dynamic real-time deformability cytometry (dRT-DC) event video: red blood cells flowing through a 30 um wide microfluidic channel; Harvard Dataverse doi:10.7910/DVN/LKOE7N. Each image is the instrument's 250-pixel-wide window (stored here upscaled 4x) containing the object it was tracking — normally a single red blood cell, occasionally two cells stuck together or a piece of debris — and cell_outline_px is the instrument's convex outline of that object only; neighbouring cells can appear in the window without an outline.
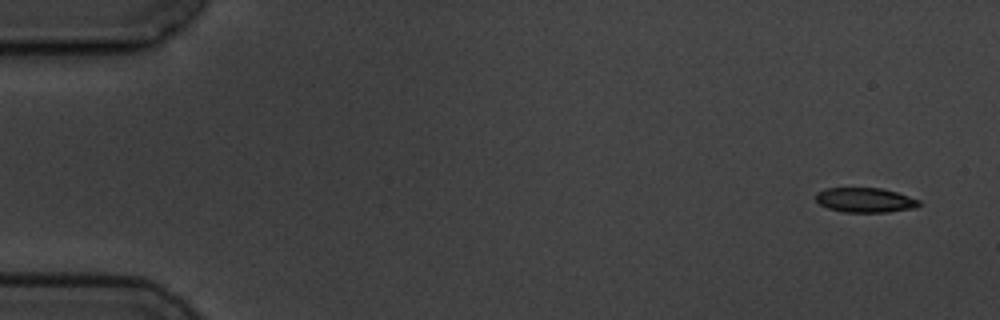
{"species": "common noctule bat (a hibernating species)", "species_latin": "Nyctalus noctula", "temperature_condition": "cold", "stored_images_in_passage": 4, "camera_frame_rate_fps": 3000, "um_per_image_px": 0.085, "animal": {"sex": "male", "body_mass_g": 19.5, "forearm_length_mm": 54.6}, "frame": {"image": 1, "passage_image": 1, "time_ms": 0.0, "image_size_px": [1000, 320], "cell_outline_px": [[920, 204], [916, 208], [888, 212], [844, 212], [828, 208], [820, 204], [816, 200], [816, 192], [824, 188], [880, 188], [896, 192], [920, 200]], "centroid_in_image_um": [73.53, 17.01], "position_along_channel_um": 11.5, "area_um2": 14.85}}
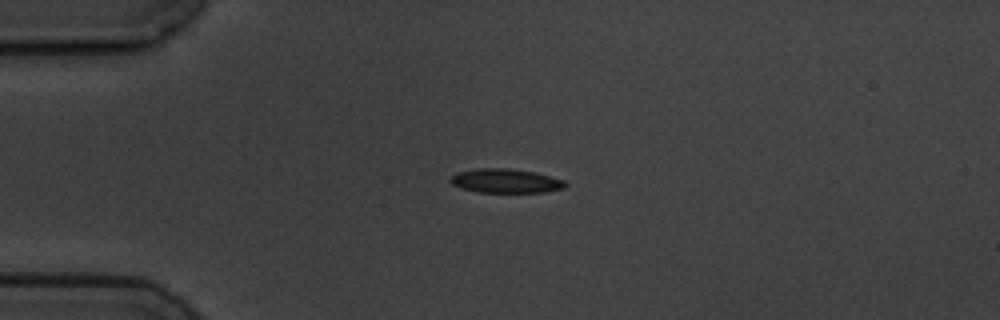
{"frame": {"image": 2, "passage_image": 3, "time_ms": 3.667, "image_size_px": [1000, 320], "cell_outline_px": [[568, 184], [564, 188], [544, 192], [476, 192], [452, 184], [448, 180], [456, 172], [480, 168], [508, 168], [532, 172], [564, 180]], "centroid_in_image_um": [42.96, 15.37], "position_along_channel_um": 42.0, "area_um2": 15.95}}